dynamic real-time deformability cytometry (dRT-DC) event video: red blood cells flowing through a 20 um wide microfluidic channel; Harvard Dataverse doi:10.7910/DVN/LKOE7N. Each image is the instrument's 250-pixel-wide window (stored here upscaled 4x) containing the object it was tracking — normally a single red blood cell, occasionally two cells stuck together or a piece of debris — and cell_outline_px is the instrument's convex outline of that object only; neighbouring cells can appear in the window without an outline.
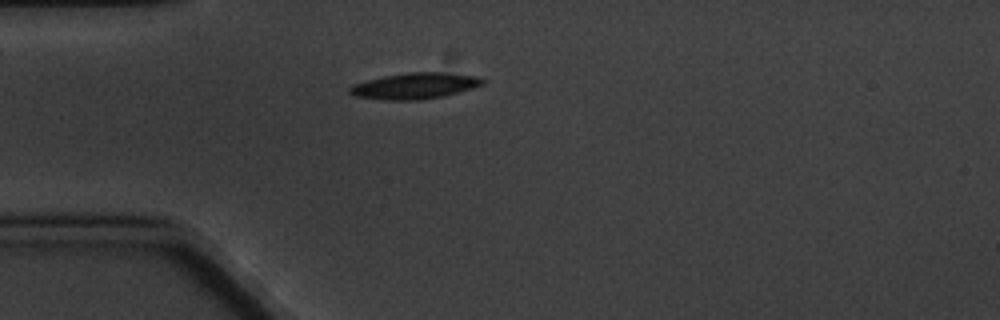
{"species": "common noctule bat (a hibernating species)", "species_latin": "Nyctalus noctula", "temperature_condition": "cold", "stored_images_in_passage": 1, "camera_frame_rate_fps": 3000, "um_per_image_px": 0.085, "animal": {"sex": "male", "body_mass_g": 20.1, "forearm_length_mm": 53.5}, "frame": {"image": 1, "passage_image": 1, "time_ms": 0.0, "image_size_px": [1000, 320], "cell_outline_px": [[484, 84], [472, 88], [440, 96], [420, 100], [384, 100], [352, 96], [348, 92], [348, 88], [352, 84], [384, 76], [408, 72], [440, 72], [476, 76], [484, 80]], "centroid_in_image_um": [35.18, 7.3], "position_along_channel_um": 49.8, "area_um2": 20.06}}